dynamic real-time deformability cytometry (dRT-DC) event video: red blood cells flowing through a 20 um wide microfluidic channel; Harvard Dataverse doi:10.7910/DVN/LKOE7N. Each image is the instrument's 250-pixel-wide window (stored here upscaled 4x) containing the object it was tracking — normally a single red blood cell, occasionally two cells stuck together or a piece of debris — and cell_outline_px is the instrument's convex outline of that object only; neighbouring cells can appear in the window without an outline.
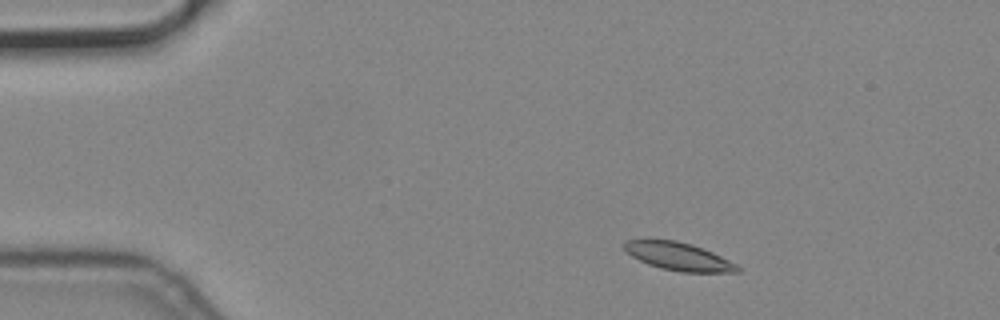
{"species": "common noctule bat (a hibernating species)", "species_latin": "Nyctalus noctula", "temperature_condition": "cold", "stored_images_in_passage": 4, "segment_of_instrument_passage": [1, 2], "camera_frame_rate_fps": 3000, "um_per_image_px": 0.085, "animal": {"sex": "male", "body_mass_g": 19.2, "forearm_length_mm": 51.8}, "frame": {"image": 1, "passage_image": 2, "time_ms": 0.333, "image_size_px": [1000, 320], "cell_outline_px": [[740, 272], [680, 272], [660, 268], [648, 264], [632, 256], [620, 244], [624, 240], [648, 236], [676, 240], [692, 244], [712, 252], [736, 264], [740, 268]], "centroid_in_image_um": [57.55, 21.73], "position_along_channel_um": 27.4, "area_um2": 19.07}}